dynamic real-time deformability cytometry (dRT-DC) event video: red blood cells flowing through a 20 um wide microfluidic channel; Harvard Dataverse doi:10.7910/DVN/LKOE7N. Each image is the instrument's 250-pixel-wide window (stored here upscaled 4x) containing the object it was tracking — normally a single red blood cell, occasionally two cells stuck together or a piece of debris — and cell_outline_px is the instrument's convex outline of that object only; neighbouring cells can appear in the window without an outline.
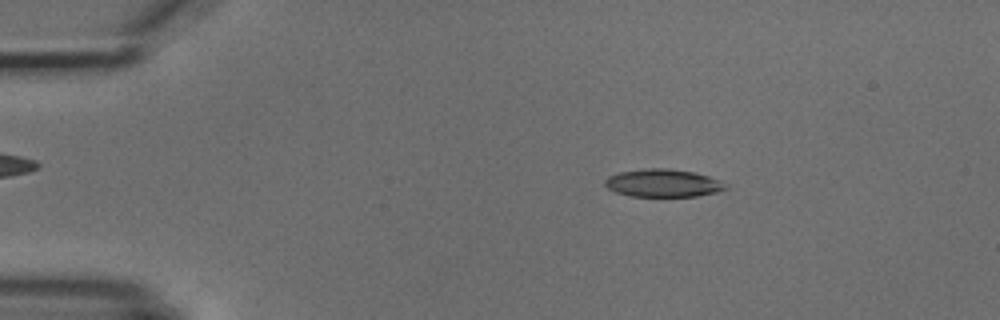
{"species": "common noctule bat (a hibernating species)", "species_latin": "Nyctalus noctula", "temperature_condition": "cold", "stored_images_in_passage": 5, "camera_frame_rate_fps": 3000, "um_per_image_px": 0.085, "animal": {"sex": "male", "body_mass_g": 18.8}, "frame": {"image": 1, "passage_image": 2, "time_ms": 1.333, "image_size_px": [1000, 320], "cell_outline_px": [[728, 188], [716, 192], [696, 196], [628, 196], [616, 192], [608, 188], [604, 184], [604, 180], [608, 176], [620, 172], [648, 168], [668, 168], [692, 172], [708, 176], [716, 180]], "centroid_in_image_um": [56.28, 15.56], "position_along_channel_um": 28.7, "area_um2": 19.25}}
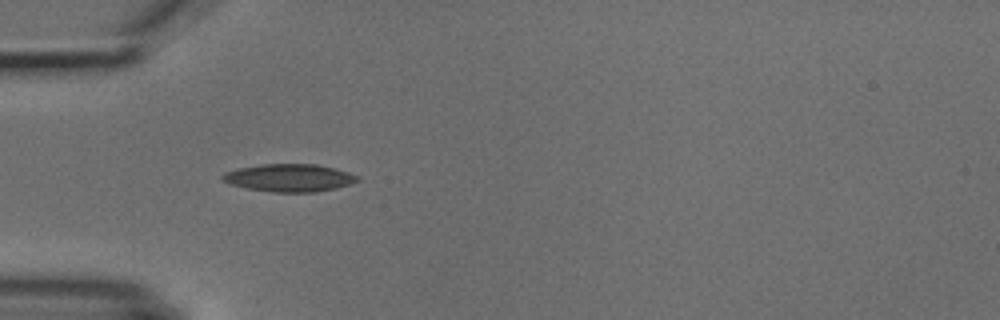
{"frame": {"image": 2, "passage_image": 4, "time_ms": 3.667, "image_size_px": [1000, 320], "cell_outline_px": [[360, 180], [336, 188], [316, 192], [276, 192], [248, 188], [232, 184], [224, 180], [220, 176], [224, 172], [240, 168], [260, 164], [316, 164], [336, 168], [360, 176]], "centroid_in_image_um": [24.63, 15.1], "position_along_channel_um": 60.4, "area_um2": 21.62}}
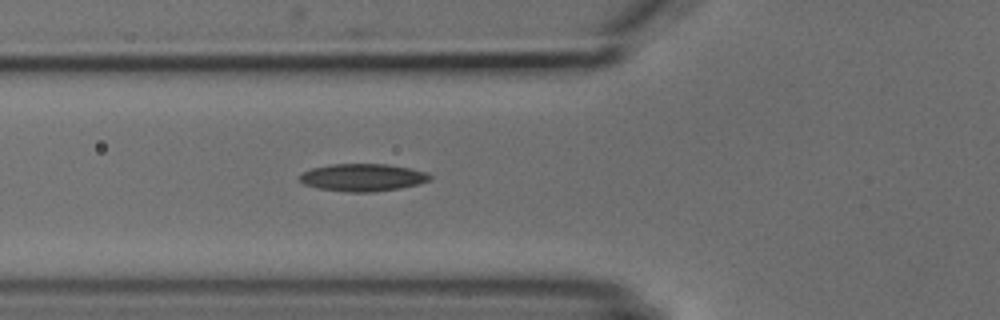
{"frame": {"image": 3, "passage_image": 5, "time_ms": 4.667, "image_size_px": [1000, 320], "cell_outline_px": [[432, 176], [428, 180], [416, 184], [400, 188], [372, 192], [348, 192], [316, 188], [304, 184], [296, 180], [304, 172], [312, 168], [332, 164], [388, 164], [428, 172]], "centroid_in_image_um": [30.79, 15.08], "position_along_channel_um": 95.0, "area_um2": 20.81}}